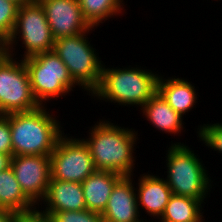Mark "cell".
I'll return each mask as SVG.
<instances>
[{
  "label": "cell",
  "instance_id": "cell-1",
  "mask_svg": "<svg viewBox=\"0 0 222 222\" xmlns=\"http://www.w3.org/2000/svg\"><path fill=\"white\" fill-rule=\"evenodd\" d=\"M90 128L89 138L82 139L90 150L96 169L133 176L136 158L133 151L138 133L102 119Z\"/></svg>",
  "mask_w": 222,
  "mask_h": 222
},
{
  "label": "cell",
  "instance_id": "cell-2",
  "mask_svg": "<svg viewBox=\"0 0 222 222\" xmlns=\"http://www.w3.org/2000/svg\"><path fill=\"white\" fill-rule=\"evenodd\" d=\"M45 107L43 105L30 112L9 114L13 156L51 155L54 151L64 134L63 126L55 114L46 111Z\"/></svg>",
  "mask_w": 222,
  "mask_h": 222
},
{
  "label": "cell",
  "instance_id": "cell-3",
  "mask_svg": "<svg viewBox=\"0 0 222 222\" xmlns=\"http://www.w3.org/2000/svg\"><path fill=\"white\" fill-rule=\"evenodd\" d=\"M102 68L100 85L91 94L96 99L142 107L156 92L159 74L141 67Z\"/></svg>",
  "mask_w": 222,
  "mask_h": 222
},
{
  "label": "cell",
  "instance_id": "cell-4",
  "mask_svg": "<svg viewBox=\"0 0 222 222\" xmlns=\"http://www.w3.org/2000/svg\"><path fill=\"white\" fill-rule=\"evenodd\" d=\"M168 149L166 155L168 171L165 180L172 194L204 202L209 195L208 192L211 191L213 181L203 162L184 143H173Z\"/></svg>",
  "mask_w": 222,
  "mask_h": 222
},
{
  "label": "cell",
  "instance_id": "cell-5",
  "mask_svg": "<svg viewBox=\"0 0 222 222\" xmlns=\"http://www.w3.org/2000/svg\"><path fill=\"white\" fill-rule=\"evenodd\" d=\"M88 33L57 39L53 50L68 68L72 80L90 95L100 85L104 63L87 39Z\"/></svg>",
  "mask_w": 222,
  "mask_h": 222
},
{
  "label": "cell",
  "instance_id": "cell-6",
  "mask_svg": "<svg viewBox=\"0 0 222 222\" xmlns=\"http://www.w3.org/2000/svg\"><path fill=\"white\" fill-rule=\"evenodd\" d=\"M23 61L28 71L32 93L41 106H45L46 101L69 94L78 86L54 50L23 58Z\"/></svg>",
  "mask_w": 222,
  "mask_h": 222
},
{
  "label": "cell",
  "instance_id": "cell-7",
  "mask_svg": "<svg viewBox=\"0 0 222 222\" xmlns=\"http://www.w3.org/2000/svg\"><path fill=\"white\" fill-rule=\"evenodd\" d=\"M19 40L22 41L23 48H25L22 59L54 49L55 40L44 8L38 0L18 8L13 32L7 39L9 55L14 56L15 49L13 47H16L14 45H17Z\"/></svg>",
  "mask_w": 222,
  "mask_h": 222
},
{
  "label": "cell",
  "instance_id": "cell-8",
  "mask_svg": "<svg viewBox=\"0 0 222 222\" xmlns=\"http://www.w3.org/2000/svg\"><path fill=\"white\" fill-rule=\"evenodd\" d=\"M14 57L7 54L0 58V115L30 112L41 106L32 93L23 59Z\"/></svg>",
  "mask_w": 222,
  "mask_h": 222
},
{
  "label": "cell",
  "instance_id": "cell-9",
  "mask_svg": "<svg viewBox=\"0 0 222 222\" xmlns=\"http://www.w3.org/2000/svg\"><path fill=\"white\" fill-rule=\"evenodd\" d=\"M62 135L50 155L51 179L82 183L97 171L87 144Z\"/></svg>",
  "mask_w": 222,
  "mask_h": 222
},
{
  "label": "cell",
  "instance_id": "cell-10",
  "mask_svg": "<svg viewBox=\"0 0 222 222\" xmlns=\"http://www.w3.org/2000/svg\"><path fill=\"white\" fill-rule=\"evenodd\" d=\"M10 166L24 194L39 206L51 179L50 155H15Z\"/></svg>",
  "mask_w": 222,
  "mask_h": 222
},
{
  "label": "cell",
  "instance_id": "cell-11",
  "mask_svg": "<svg viewBox=\"0 0 222 222\" xmlns=\"http://www.w3.org/2000/svg\"><path fill=\"white\" fill-rule=\"evenodd\" d=\"M44 8L54 40L90 32L94 27L84 19L79 0H38Z\"/></svg>",
  "mask_w": 222,
  "mask_h": 222
},
{
  "label": "cell",
  "instance_id": "cell-12",
  "mask_svg": "<svg viewBox=\"0 0 222 222\" xmlns=\"http://www.w3.org/2000/svg\"><path fill=\"white\" fill-rule=\"evenodd\" d=\"M132 179V176H123L115 184L102 213L103 222H144L143 220H146L140 218L137 192Z\"/></svg>",
  "mask_w": 222,
  "mask_h": 222
},
{
  "label": "cell",
  "instance_id": "cell-13",
  "mask_svg": "<svg viewBox=\"0 0 222 222\" xmlns=\"http://www.w3.org/2000/svg\"><path fill=\"white\" fill-rule=\"evenodd\" d=\"M136 185L138 210L140 206L145 212L155 219H160L172 195L171 189L164 178L144 173L138 178Z\"/></svg>",
  "mask_w": 222,
  "mask_h": 222
},
{
  "label": "cell",
  "instance_id": "cell-14",
  "mask_svg": "<svg viewBox=\"0 0 222 222\" xmlns=\"http://www.w3.org/2000/svg\"><path fill=\"white\" fill-rule=\"evenodd\" d=\"M41 211H81L86 209L82 184L50 179Z\"/></svg>",
  "mask_w": 222,
  "mask_h": 222
},
{
  "label": "cell",
  "instance_id": "cell-15",
  "mask_svg": "<svg viewBox=\"0 0 222 222\" xmlns=\"http://www.w3.org/2000/svg\"><path fill=\"white\" fill-rule=\"evenodd\" d=\"M111 171H95L81 184L86 209L103 213L115 184L122 178Z\"/></svg>",
  "mask_w": 222,
  "mask_h": 222
},
{
  "label": "cell",
  "instance_id": "cell-16",
  "mask_svg": "<svg viewBox=\"0 0 222 222\" xmlns=\"http://www.w3.org/2000/svg\"><path fill=\"white\" fill-rule=\"evenodd\" d=\"M159 75L157 83V92L164 100L182 117L186 115L197 103V94L195 86L184 78L168 79Z\"/></svg>",
  "mask_w": 222,
  "mask_h": 222
},
{
  "label": "cell",
  "instance_id": "cell-17",
  "mask_svg": "<svg viewBox=\"0 0 222 222\" xmlns=\"http://www.w3.org/2000/svg\"><path fill=\"white\" fill-rule=\"evenodd\" d=\"M140 110L151 125L166 134L178 135L185 128L183 117L172 109L158 92Z\"/></svg>",
  "mask_w": 222,
  "mask_h": 222
},
{
  "label": "cell",
  "instance_id": "cell-18",
  "mask_svg": "<svg viewBox=\"0 0 222 222\" xmlns=\"http://www.w3.org/2000/svg\"><path fill=\"white\" fill-rule=\"evenodd\" d=\"M36 207L20 188L11 166L0 171V208L22 213Z\"/></svg>",
  "mask_w": 222,
  "mask_h": 222
},
{
  "label": "cell",
  "instance_id": "cell-19",
  "mask_svg": "<svg viewBox=\"0 0 222 222\" xmlns=\"http://www.w3.org/2000/svg\"><path fill=\"white\" fill-rule=\"evenodd\" d=\"M203 202L191 197L172 194L159 222H198L204 216Z\"/></svg>",
  "mask_w": 222,
  "mask_h": 222
},
{
  "label": "cell",
  "instance_id": "cell-20",
  "mask_svg": "<svg viewBox=\"0 0 222 222\" xmlns=\"http://www.w3.org/2000/svg\"><path fill=\"white\" fill-rule=\"evenodd\" d=\"M124 0H79L82 15L91 27H97L120 13L124 8ZM104 20V21H103Z\"/></svg>",
  "mask_w": 222,
  "mask_h": 222
},
{
  "label": "cell",
  "instance_id": "cell-21",
  "mask_svg": "<svg viewBox=\"0 0 222 222\" xmlns=\"http://www.w3.org/2000/svg\"><path fill=\"white\" fill-rule=\"evenodd\" d=\"M49 214L54 222H103L101 213L84 209L81 211H42Z\"/></svg>",
  "mask_w": 222,
  "mask_h": 222
},
{
  "label": "cell",
  "instance_id": "cell-22",
  "mask_svg": "<svg viewBox=\"0 0 222 222\" xmlns=\"http://www.w3.org/2000/svg\"><path fill=\"white\" fill-rule=\"evenodd\" d=\"M199 140L203 141L208 148L222 153V122L214 124H203L198 126Z\"/></svg>",
  "mask_w": 222,
  "mask_h": 222
},
{
  "label": "cell",
  "instance_id": "cell-23",
  "mask_svg": "<svg viewBox=\"0 0 222 222\" xmlns=\"http://www.w3.org/2000/svg\"><path fill=\"white\" fill-rule=\"evenodd\" d=\"M19 6L9 0H0V32L8 39L13 32Z\"/></svg>",
  "mask_w": 222,
  "mask_h": 222
},
{
  "label": "cell",
  "instance_id": "cell-24",
  "mask_svg": "<svg viewBox=\"0 0 222 222\" xmlns=\"http://www.w3.org/2000/svg\"><path fill=\"white\" fill-rule=\"evenodd\" d=\"M0 153L13 156L9 114L0 115Z\"/></svg>",
  "mask_w": 222,
  "mask_h": 222
},
{
  "label": "cell",
  "instance_id": "cell-25",
  "mask_svg": "<svg viewBox=\"0 0 222 222\" xmlns=\"http://www.w3.org/2000/svg\"><path fill=\"white\" fill-rule=\"evenodd\" d=\"M38 208V210H37ZM18 213L17 222H54L53 218L39 209Z\"/></svg>",
  "mask_w": 222,
  "mask_h": 222
},
{
  "label": "cell",
  "instance_id": "cell-26",
  "mask_svg": "<svg viewBox=\"0 0 222 222\" xmlns=\"http://www.w3.org/2000/svg\"><path fill=\"white\" fill-rule=\"evenodd\" d=\"M18 213L0 208V222H17Z\"/></svg>",
  "mask_w": 222,
  "mask_h": 222
},
{
  "label": "cell",
  "instance_id": "cell-27",
  "mask_svg": "<svg viewBox=\"0 0 222 222\" xmlns=\"http://www.w3.org/2000/svg\"><path fill=\"white\" fill-rule=\"evenodd\" d=\"M11 156L7 154L0 153V171H3L10 167Z\"/></svg>",
  "mask_w": 222,
  "mask_h": 222
},
{
  "label": "cell",
  "instance_id": "cell-28",
  "mask_svg": "<svg viewBox=\"0 0 222 222\" xmlns=\"http://www.w3.org/2000/svg\"><path fill=\"white\" fill-rule=\"evenodd\" d=\"M0 54H8L7 38L0 32Z\"/></svg>",
  "mask_w": 222,
  "mask_h": 222
},
{
  "label": "cell",
  "instance_id": "cell-29",
  "mask_svg": "<svg viewBox=\"0 0 222 222\" xmlns=\"http://www.w3.org/2000/svg\"><path fill=\"white\" fill-rule=\"evenodd\" d=\"M9 1H12L14 2L15 4H17L19 7L24 5V4H28L34 0H9Z\"/></svg>",
  "mask_w": 222,
  "mask_h": 222
}]
</instances>
